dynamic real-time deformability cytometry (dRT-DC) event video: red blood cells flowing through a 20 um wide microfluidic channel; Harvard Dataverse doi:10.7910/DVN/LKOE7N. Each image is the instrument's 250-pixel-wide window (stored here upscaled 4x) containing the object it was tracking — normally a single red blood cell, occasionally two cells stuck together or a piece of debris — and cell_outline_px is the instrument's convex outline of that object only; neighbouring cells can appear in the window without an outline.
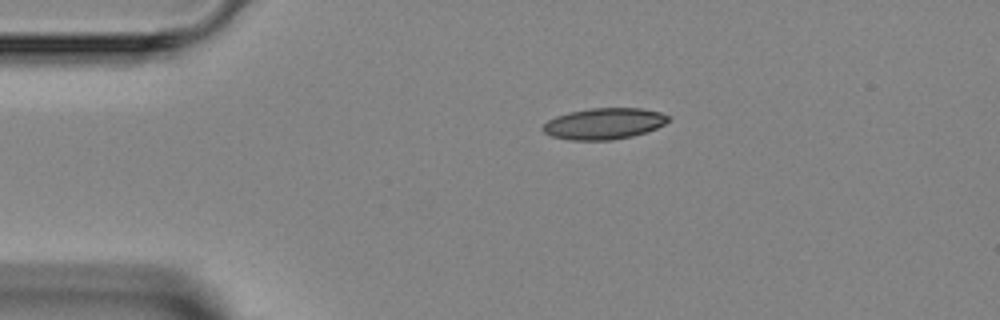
{"species": "Egyptian fruit bat (a non-hibernating species)", "species_latin": "Rousettus aegyptiacus", "temperature_condition": "room temperature", "stored_images_in_passage": 2, "camera_frame_rate_fps": 3000, "um_per_image_px": 0.085, "animal": {"sex": "female"}, "frame": {"image": 1, "passage_image": 1, "time_ms": 0.0, "image_size_px": [1000, 320], "cell_outline_px": [[672, 116], [664, 124], [656, 128], [632, 136], [612, 140], [572, 140], [552, 136], [544, 132], [540, 128], [548, 120], [556, 116], [568, 112], [592, 108], [644, 108], [660, 112]], "centroid_in_image_um": [51.34, 10.5], "position_along_channel_um": 33.7, "area_um2": 22.83}}